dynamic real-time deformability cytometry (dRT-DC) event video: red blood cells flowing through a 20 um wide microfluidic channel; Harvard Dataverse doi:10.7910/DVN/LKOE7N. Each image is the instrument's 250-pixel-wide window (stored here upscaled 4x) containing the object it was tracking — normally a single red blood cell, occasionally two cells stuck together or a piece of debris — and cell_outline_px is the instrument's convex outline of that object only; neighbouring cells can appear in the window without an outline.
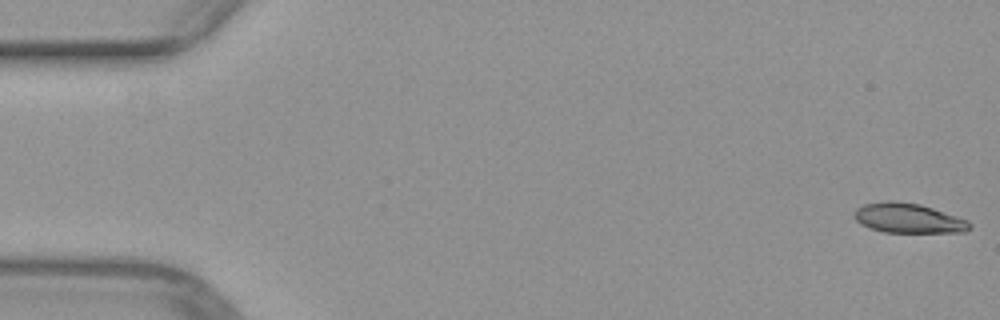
{"species": "common noctule bat (a hibernating species)", "species_latin": "Nyctalus noctula", "temperature_condition": "warm", "stored_images_in_passage": 12, "camera_frame_rate_fps": 3000, "um_per_image_px": 0.085, "animal": {"sex": "female", "body_mass_g": 29.2, "forearm_length_mm": 56.3}, "frame": {"image": 1, "passage_image": 1, "time_ms": 0.0, "image_size_px": [1000, 320], "cell_outline_px": [[972, 228], [964, 232], [884, 232], [868, 228], [860, 224], [852, 216], [852, 212], [856, 208], [864, 204], [884, 200], [892, 200], [920, 204], [968, 220], [972, 224]], "centroid_in_image_um": [77.16, 18.54], "position_along_channel_um": 7.8, "area_um2": 20.23}}